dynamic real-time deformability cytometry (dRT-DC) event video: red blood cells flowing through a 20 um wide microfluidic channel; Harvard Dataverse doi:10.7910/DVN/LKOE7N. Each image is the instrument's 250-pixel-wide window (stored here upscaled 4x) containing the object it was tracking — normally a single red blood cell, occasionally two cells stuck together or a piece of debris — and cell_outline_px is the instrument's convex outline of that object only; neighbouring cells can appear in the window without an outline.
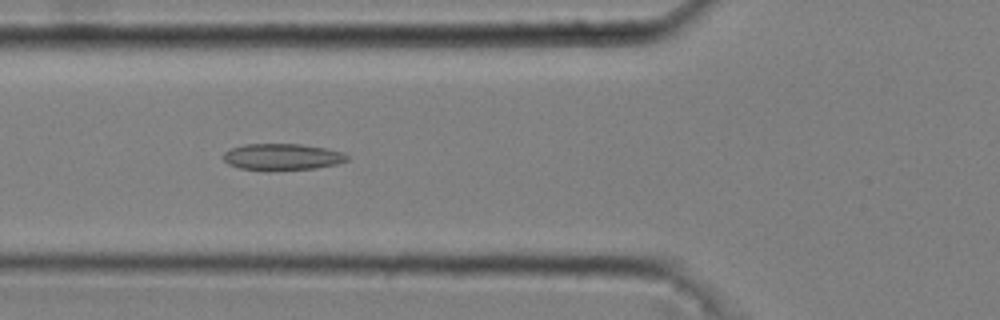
{"species": "common noctule bat (a hibernating species)", "species_latin": "Nyctalus noctula", "temperature_condition": "cold", "stored_images_in_passage": 51, "camera_frame_rate_fps": 3000, "um_per_image_px": 0.085, "animal": {"sex": "male", "body_mass_g": 20.4}, "frame": {"image": 1, "passage_image": 19, "time_ms": 6.0, "image_size_px": [1000, 320], "cell_outline_px": [[348, 160], [336, 164], [316, 168], [240, 168], [228, 164], [224, 160], [224, 152], [232, 148], [244, 144], [300, 144], [324, 148], [340, 152], [348, 156]], "centroid_in_image_um": [23.98, 13.3], "position_along_channel_um": 101.8, "area_um2": 18.21}}
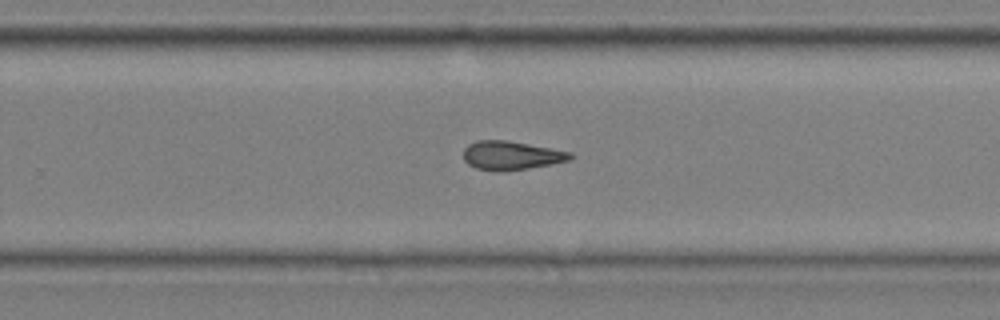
{"frame": {"image": 2, "passage_image": 34, "time_ms": 11.0, "image_size_px": [1000, 320], "cell_outline_px": [[572, 160], [552, 164], [528, 168], [500, 172], [476, 168], [468, 164], [464, 160], [464, 148], [468, 144], [476, 140], [504, 140], [528, 144], [572, 152]], "centroid_in_image_um": [43.45, 13.22], "position_along_channel_um": 286.4, "area_um2": 17.92}}
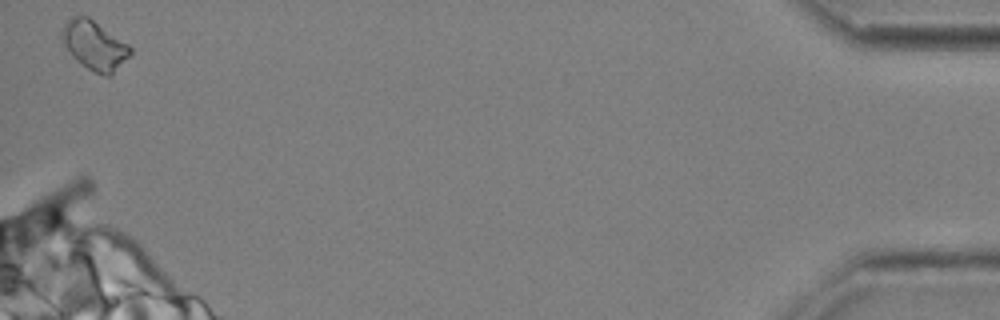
{"frame": {"image": 3, "passage_image": 51, "time_ms": 16.667, "image_size_px": [1000, 320], "cell_outline_px": [[132, 52], [112, 76], [104, 76], [88, 68], [76, 60], [72, 56], [60, 40], [60, 32], [64, 24], [68, 20], [76, 16], [88, 16], [128, 44], [132, 48]], "centroid_in_image_um": [8.01, 3.86], "position_along_channel_um": 427.2, "area_um2": 19.48}}